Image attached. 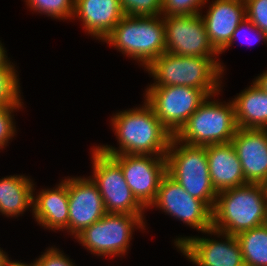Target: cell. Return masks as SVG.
Returning <instances> with one entry per match:
<instances>
[{
	"label": "cell",
	"instance_id": "cell-1",
	"mask_svg": "<svg viewBox=\"0 0 267 266\" xmlns=\"http://www.w3.org/2000/svg\"><path fill=\"white\" fill-rule=\"evenodd\" d=\"M110 120L119 147L97 145L105 154L166 155L173 135L145 100L142 106L116 112Z\"/></svg>",
	"mask_w": 267,
	"mask_h": 266
},
{
	"label": "cell",
	"instance_id": "cell-2",
	"mask_svg": "<svg viewBox=\"0 0 267 266\" xmlns=\"http://www.w3.org/2000/svg\"><path fill=\"white\" fill-rule=\"evenodd\" d=\"M145 69L154 79L149 86H189L209 96H218L225 66L217 57H186L165 52Z\"/></svg>",
	"mask_w": 267,
	"mask_h": 266
},
{
	"label": "cell",
	"instance_id": "cell-3",
	"mask_svg": "<svg viewBox=\"0 0 267 266\" xmlns=\"http://www.w3.org/2000/svg\"><path fill=\"white\" fill-rule=\"evenodd\" d=\"M267 201L261 184L246 183L217 194L212 228L230 235L263 225Z\"/></svg>",
	"mask_w": 267,
	"mask_h": 266
},
{
	"label": "cell",
	"instance_id": "cell-4",
	"mask_svg": "<svg viewBox=\"0 0 267 266\" xmlns=\"http://www.w3.org/2000/svg\"><path fill=\"white\" fill-rule=\"evenodd\" d=\"M103 42L136 60L145 69L166 52L163 16L125 15Z\"/></svg>",
	"mask_w": 267,
	"mask_h": 266
},
{
	"label": "cell",
	"instance_id": "cell-5",
	"mask_svg": "<svg viewBox=\"0 0 267 266\" xmlns=\"http://www.w3.org/2000/svg\"><path fill=\"white\" fill-rule=\"evenodd\" d=\"M165 157L166 173L213 210L218 193L211 182L206 148L183 143L172 136Z\"/></svg>",
	"mask_w": 267,
	"mask_h": 266
},
{
	"label": "cell",
	"instance_id": "cell-6",
	"mask_svg": "<svg viewBox=\"0 0 267 266\" xmlns=\"http://www.w3.org/2000/svg\"><path fill=\"white\" fill-rule=\"evenodd\" d=\"M212 97L215 99V95L208 96L174 135L177 140L204 147L232 141L238 130L233 102Z\"/></svg>",
	"mask_w": 267,
	"mask_h": 266
},
{
	"label": "cell",
	"instance_id": "cell-7",
	"mask_svg": "<svg viewBox=\"0 0 267 266\" xmlns=\"http://www.w3.org/2000/svg\"><path fill=\"white\" fill-rule=\"evenodd\" d=\"M144 220L145 216L106 213L99 221L80 232L75 239L96 256L123 258L128 253L133 232L138 228L142 231L146 229L147 222Z\"/></svg>",
	"mask_w": 267,
	"mask_h": 266
},
{
	"label": "cell",
	"instance_id": "cell-8",
	"mask_svg": "<svg viewBox=\"0 0 267 266\" xmlns=\"http://www.w3.org/2000/svg\"><path fill=\"white\" fill-rule=\"evenodd\" d=\"M93 175L107 213L145 216L147 210L133 195L120 165L97 146L91 150Z\"/></svg>",
	"mask_w": 267,
	"mask_h": 266
},
{
	"label": "cell",
	"instance_id": "cell-9",
	"mask_svg": "<svg viewBox=\"0 0 267 266\" xmlns=\"http://www.w3.org/2000/svg\"><path fill=\"white\" fill-rule=\"evenodd\" d=\"M209 95L189 86H148L144 99L174 136Z\"/></svg>",
	"mask_w": 267,
	"mask_h": 266
},
{
	"label": "cell",
	"instance_id": "cell-10",
	"mask_svg": "<svg viewBox=\"0 0 267 266\" xmlns=\"http://www.w3.org/2000/svg\"><path fill=\"white\" fill-rule=\"evenodd\" d=\"M202 233L221 239L218 241L215 237L210 239L205 236H178L174 240L176 249H179L187 260L197 266H245L241 247L235 235L213 228Z\"/></svg>",
	"mask_w": 267,
	"mask_h": 266
},
{
	"label": "cell",
	"instance_id": "cell-11",
	"mask_svg": "<svg viewBox=\"0 0 267 266\" xmlns=\"http://www.w3.org/2000/svg\"><path fill=\"white\" fill-rule=\"evenodd\" d=\"M152 207L200 232L212 228L213 210L204 201L187 193L167 173L161 179L155 200L147 209Z\"/></svg>",
	"mask_w": 267,
	"mask_h": 266
},
{
	"label": "cell",
	"instance_id": "cell-12",
	"mask_svg": "<svg viewBox=\"0 0 267 266\" xmlns=\"http://www.w3.org/2000/svg\"><path fill=\"white\" fill-rule=\"evenodd\" d=\"M166 52L178 56L218 57L201 14L163 16Z\"/></svg>",
	"mask_w": 267,
	"mask_h": 266
},
{
	"label": "cell",
	"instance_id": "cell-13",
	"mask_svg": "<svg viewBox=\"0 0 267 266\" xmlns=\"http://www.w3.org/2000/svg\"><path fill=\"white\" fill-rule=\"evenodd\" d=\"M110 156L120 165L133 195L147 209L155 200L161 179L166 174V157L139 154Z\"/></svg>",
	"mask_w": 267,
	"mask_h": 266
},
{
	"label": "cell",
	"instance_id": "cell-14",
	"mask_svg": "<svg viewBox=\"0 0 267 266\" xmlns=\"http://www.w3.org/2000/svg\"><path fill=\"white\" fill-rule=\"evenodd\" d=\"M69 203L68 234L74 238L106 213L97 184L89 177L67 176Z\"/></svg>",
	"mask_w": 267,
	"mask_h": 266
},
{
	"label": "cell",
	"instance_id": "cell-15",
	"mask_svg": "<svg viewBox=\"0 0 267 266\" xmlns=\"http://www.w3.org/2000/svg\"><path fill=\"white\" fill-rule=\"evenodd\" d=\"M231 143L241 162L245 181L262 184L267 180V129L238 128Z\"/></svg>",
	"mask_w": 267,
	"mask_h": 266
},
{
	"label": "cell",
	"instance_id": "cell-16",
	"mask_svg": "<svg viewBox=\"0 0 267 266\" xmlns=\"http://www.w3.org/2000/svg\"><path fill=\"white\" fill-rule=\"evenodd\" d=\"M206 15L201 14L213 47L220 52L238 25L246 18L244 0H212Z\"/></svg>",
	"mask_w": 267,
	"mask_h": 266
},
{
	"label": "cell",
	"instance_id": "cell-17",
	"mask_svg": "<svg viewBox=\"0 0 267 266\" xmlns=\"http://www.w3.org/2000/svg\"><path fill=\"white\" fill-rule=\"evenodd\" d=\"M124 16L119 0H74L72 19H80L84 31L101 42Z\"/></svg>",
	"mask_w": 267,
	"mask_h": 266
},
{
	"label": "cell",
	"instance_id": "cell-18",
	"mask_svg": "<svg viewBox=\"0 0 267 266\" xmlns=\"http://www.w3.org/2000/svg\"><path fill=\"white\" fill-rule=\"evenodd\" d=\"M65 178L53 189L45 188L33 193L32 215L44 229L68 232L69 203Z\"/></svg>",
	"mask_w": 267,
	"mask_h": 266
},
{
	"label": "cell",
	"instance_id": "cell-19",
	"mask_svg": "<svg viewBox=\"0 0 267 266\" xmlns=\"http://www.w3.org/2000/svg\"><path fill=\"white\" fill-rule=\"evenodd\" d=\"M211 182L217 193L246 184L233 144L205 146Z\"/></svg>",
	"mask_w": 267,
	"mask_h": 266
},
{
	"label": "cell",
	"instance_id": "cell-20",
	"mask_svg": "<svg viewBox=\"0 0 267 266\" xmlns=\"http://www.w3.org/2000/svg\"><path fill=\"white\" fill-rule=\"evenodd\" d=\"M252 83L231 100L237 126L242 129H267V93Z\"/></svg>",
	"mask_w": 267,
	"mask_h": 266
},
{
	"label": "cell",
	"instance_id": "cell-21",
	"mask_svg": "<svg viewBox=\"0 0 267 266\" xmlns=\"http://www.w3.org/2000/svg\"><path fill=\"white\" fill-rule=\"evenodd\" d=\"M35 184L25 175L0 178V213L5 217H18L33 208Z\"/></svg>",
	"mask_w": 267,
	"mask_h": 266
},
{
	"label": "cell",
	"instance_id": "cell-22",
	"mask_svg": "<svg viewBox=\"0 0 267 266\" xmlns=\"http://www.w3.org/2000/svg\"><path fill=\"white\" fill-rule=\"evenodd\" d=\"M245 266H267V226L265 224L236 235Z\"/></svg>",
	"mask_w": 267,
	"mask_h": 266
},
{
	"label": "cell",
	"instance_id": "cell-23",
	"mask_svg": "<svg viewBox=\"0 0 267 266\" xmlns=\"http://www.w3.org/2000/svg\"><path fill=\"white\" fill-rule=\"evenodd\" d=\"M15 64H10L6 69H0V108L22 107L21 86Z\"/></svg>",
	"mask_w": 267,
	"mask_h": 266
},
{
	"label": "cell",
	"instance_id": "cell-24",
	"mask_svg": "<svg viewBox=\"0 0 267 266\" xmlns=\"http://www.w3.org/2000/svg\"><path fill=\"white\" fill-rule=\"evenodd\" d=\"M31 11L47 15L53 19H72L74 0H25Z\"/></svg>",
	"mask_w": 267,
	"mask_h": 266
},
{
	"label": "cell",
	"instance_id": "cell-25",
	"mask_svg": "<svg viewBox=\"0 0 267 266\" xmlns=\"http://www.w3.org/2000/svg\"><path fill=\"white\" fill-rule=\"evenodd\" d=\"M126 16L162 15V0H119Z\"/></svg>",
	"mask_w": 267,
	"mask_h": 266
},
{
	"label": "cell",
	"instance_id": "cell-26",
	"mask_svg": "<svg viewBox=\"0 0 267 266\" xmlns=\"http://www.w3.org/2000/svg\"><path fill=\"white\" fill-rule=\"evenodd\" d=\"M209 0H162V15L200 14Z\"/></svg>",
	"mask_w": 267,
	"mask_h": 266
},
{
	"label": "cell",
	"instance_id": "cell-27",
	"mask_svg": "<svg viewBox=\"0 0 267 266\" xmlns=\"http://www.w3.org/2000/svg\"><path fill=\"white\" fill-rule=\"evenodd\" d=\"M251 33L252 34L254 33V34L252 35ZM242 37H243V39H246L247 40L246 43H248V44L249 43L250 44L251 43H256V42H259L261 40L265 44L267 43V35L264 32H262L257 26H255L248 18H245L238 25L237 29L232 34V37L230 39V42L219 53L222 54L223 52H225L226 50H228L231 47V45H233L234 40H236V39L239 40V41H241L243 43L244 40H241ZM249 37H252V38L249 39Z\"/></svg>",
	"mask_w": 267,
	"mask_h": 266
},
{
	"label": "cell",
	"instance_id": "cell-28",
	"mask_svg": "<svg viewBox=\"0 0 267 266\" xmlns=\"http://www.w3.org/2000/svg\"><path fill=\"white\" fill-rule=\"evenodd\" d=\"M23 107H4L0 108V150L10 143L9 141L16 135L14 122V112ZM18 109V110H17Z\"/></svg>",
	"mask_w": 267,
	"mask_h": 266
},
{
	"label": "cell",
	"instance_id": "cell-29",
	"mask_svg": "<svg viewBox=\"0 0 267 266\" xmlns=\"http://www.w3.org/2000/svg\"><path fill=\"white\" fill-rule=\"evenodd\" d=\"M246 18L267 35V0H244Z\"/></svg>",
	"mask_w": 267,
	"mask_h": 266
},
{
	"label": "cell",
	"instance_id": "cell-30",
	"mask_svg": "<svg viewBox=\"0 0 267 266\" xmlns=\"http://www.w3.org/2000/svg\"><path fill=\"white\" fill-rule=\"evenodd\" d=\"M47 250L36 258L32 266H75L70 257L66 256L62 250L57 247H49ZM63 252V253H62Z\"/></svg>",
	"mask_w": 267,
	"mask_h": 266
},
{
	"label": "cell",
	"instance_id": "cell-31",
	"mask_svg": "<svg viewBox=\"0 0 267 266\" xmlns=\"http://www.w3.org/2000/svg\"><path fill=\"white\" fill-rule=\"evenodd\" d=\"M12 62L8 58V54L4 44L0 40V69H6Z\"/></svg>",
	"mask_w": 267,
	"mask_h": 266
},
{
	"label": "cell",
	"instance_id": "cell-32",
	"mask_svg": "<svg viewBox=\"0 0 267 266\" xmlns=\"http://www.w3.org/2000/svg\"><path fill=\"white\" fill-rule=\"evenodd\" d=\"M253 82L265 93H267V70L254 78Z\"/></svg>",
	"mask_w": 267,
	"mask_h": 266
},
{
	"label": "cell",
	"instance_id": "cell-33",
	"mask_svg": "<svg viewBox=\"0 0 267 266\" xmlns=\"http://www.w3.org/2000/svg\"><path fill=\"white\" fill-rule=\"evenodd\" d=\"M11 262V259H9V256L6 252L3 251L0 247V266H7Z\"/></svg>",
	"mask_w": 267,
	"mask_h": 266
},
{
	"label": "cell",
	"instance_id": "cell-34",
	"mask_svg": "<svg viewBox=\"0 0 267 266\" xmlns=\"http://www.w3.org/2000/svg\"><path fill=\"white\" fill-rule=\"evenodd\" d=\"M7 266H32V264L30 263H24V262H21V261H12L7 265Z\"/></svg>",
	"mask_w": 267,
	"mask_h": 266
},
{
	"label": "cell",
	"instance_id": "cell-35",
	"mask_svg": "<svg viewBox=\"0 0 267 266\" xmlns=\"http://www.w3.org/2000/svg\"><path fill=\"white\" fill-rule=\"evenodd\" d=\"M261 185H262V187H263L265 200L267 201V180L264 181Z\"/></svg>",
	"mask_w": 267,
	"mask_h": 266
},
{
	"label": "cell",
	"instance_id": "cell-36",
	"mask_svg": "<svg viewBox=\"0 0 267 266\" xmlns=\"http://www.w3.org/2000/svg\"><path fill=\"white\" fill-rule=\"evenodd\" d=\"M264 224L267 226V207H266V216H265V222Z\"/></svg>",
	"mask_w": 267,
	"mask_h": 266
}]
</instances>
